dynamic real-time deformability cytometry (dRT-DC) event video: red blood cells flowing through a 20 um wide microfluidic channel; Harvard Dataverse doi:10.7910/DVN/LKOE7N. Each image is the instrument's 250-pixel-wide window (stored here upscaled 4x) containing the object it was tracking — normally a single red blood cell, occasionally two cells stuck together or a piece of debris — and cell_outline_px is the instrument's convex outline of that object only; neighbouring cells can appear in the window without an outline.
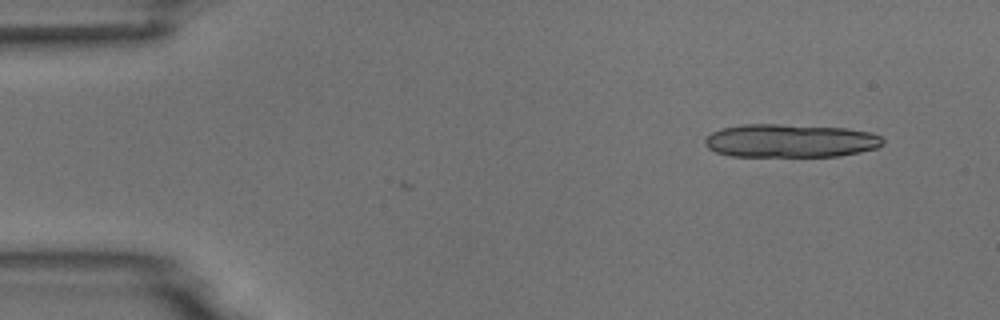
{"species": "common noctule bat (a hibernating species)", "species_latin": "Nyctalus noctula", "temperature_condition": "room temperature", "stored_images_in_passage": 5, "camera_frame_rate_fps": 3000, "um_per_image_px": 0.085, "animal": {"sex": "male", "body_mass_g": 18.8}, "frame": {"image": 1, "passage_image": 1, "time_ms": 0.0, "image_size_px": [1000, 320], "cell_outline_px": [[884, 144], [876, 148], [860, 152], [840, 156], [732, 156], [716, 152], [708, 148], [704, 144], [704, 140], [712, 132], [720, 128], [744, 124], [780, 124], [848, 128], [868, 132], [880, 136], [884, 140]], "centroid_in_image_um": [67.17, 11.96], "position_along_channel_um": 17.8, "area_um2": 34.68}}
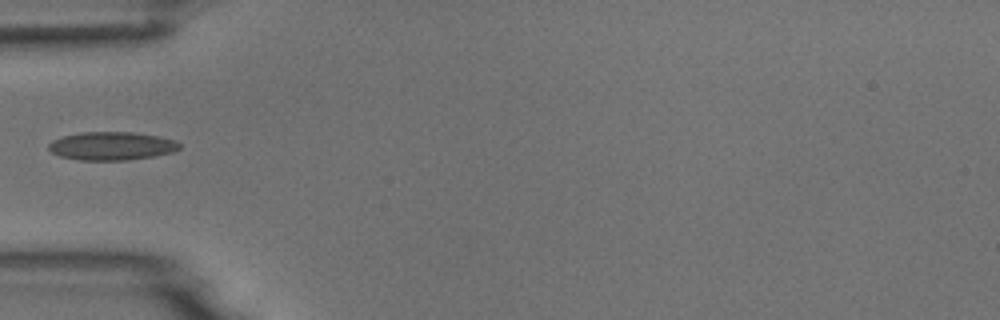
{"frame": {"image": 2, "passage_image": 5, "time_ms": 4.333, "image_size_px": [1000, 320], "cell_outline_px": [[180, 148], [176, 152], [156, 156], [128, 160], [80, 160], [60, 156], [52, 152], [48, 148], [48, 144], [52, 140], [64, 136], [80, 132], [132, 132], [156, 136], [176, 140], [180, 144]], "centroid_in_image_um": [9.52, 12.41], "position_along_channel_um": 75.5, "area_um2": 21.68}}